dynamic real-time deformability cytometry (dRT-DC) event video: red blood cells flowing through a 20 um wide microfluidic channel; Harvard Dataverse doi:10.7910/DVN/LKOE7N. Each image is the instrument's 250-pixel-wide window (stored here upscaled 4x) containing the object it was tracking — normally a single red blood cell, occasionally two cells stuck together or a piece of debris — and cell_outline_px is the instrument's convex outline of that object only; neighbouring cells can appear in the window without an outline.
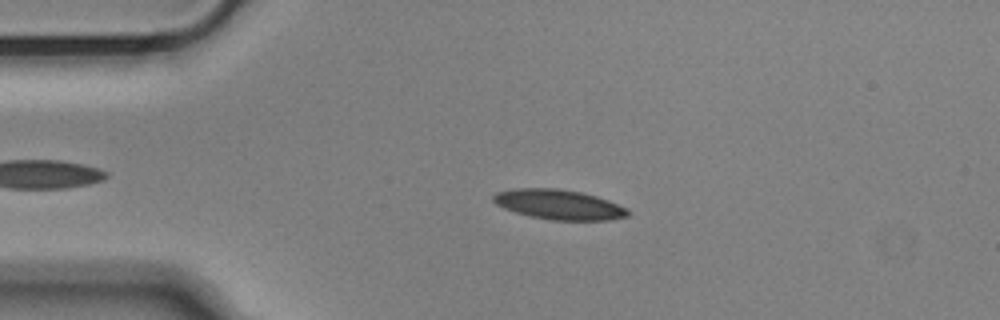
{"species": "Egyptian fruit bat (a non-hibernating species)", "species_latin": "Rousettus aegyptiacus", "temperature_condition": "cold", "stored_images_in_passage": 48, "camera_frame_rate_fps": 3000, "um_per_image_px": 0.085, "animal": {"sex": "male"}, "frame": {"image": 1, "passage_image": 11, "time_ms": 3.333, "image_size_px": [1000, 320], "cell_outline_px": [[632, 212], [628, 216], [608, 220], [552, 220], [528, 216], [504, 208], [496, 204], [492, 200], [492, 196], [496, 192], [516, 188], [556, 188], [580, 192], [596, 196], [608, 200], [628, 208]], "centroid_in_image_um": [47.52, 17.39], "position_along_channel_um": 37.5, "area_um2": 23.52}}
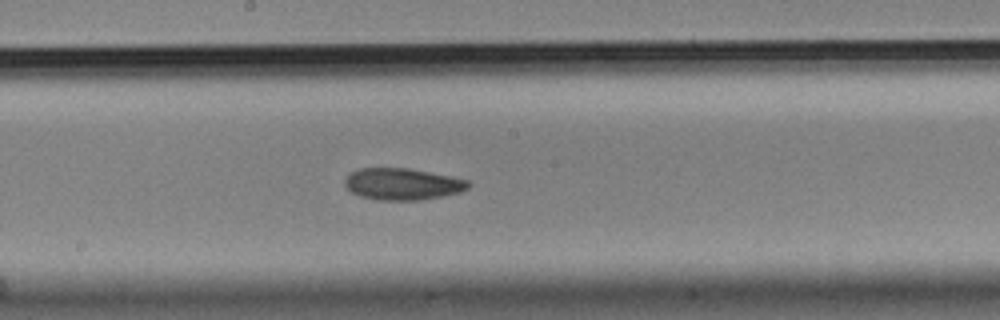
{"frame": {"image": 2, "passage_image": 28, "time_ms": 9.0, "image_size_px": [1000, 320], "cell_outline_px": [[472, 184], [468, 188], [460, 192], [444, 196], [420, 200], [376, 200], [360, 196], [352, 192], [344, 184], [344, 180], [352, 172], [360, 168], [408, 168], [468, 180]], "centroid_in_image_um": [34.22, 15.65], "position_along_channel_um": 214.0, "area_um2": 22.72}}
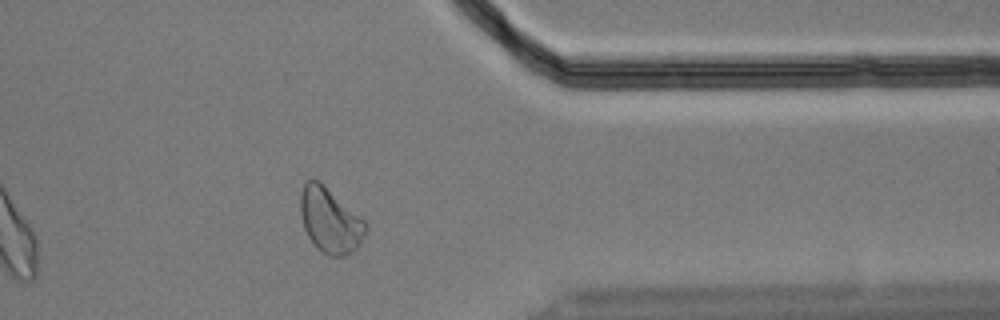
{"frame": {"image": 3, "passage_image": 43, "time_ms": 14.0, "image_size_px": [1000, 320], "cell_outline_px": [[368, 228], [360, 244], [352, 252], [344, 256], [328, 256], [316, 248], [308, 236], [304, 228], [300, 216], [300, 192], [304, 184], [308, 180], [316, 180], [364, 220], [368, 224]], "centroid_in_image_um": [28.04, 18.79], "position_along_channel_um": 383.4, "area_um2": 24.33}, "authors_computed_cell_mechanics": {"area_um2": 23.3223, "velocity_mm_per_s": 3.6358, "shape_relaxation_time_tau1_ms": 4.3739, "shape_relaxation_time_tau2_ms": 6.842, "deformation_change_tau1": 0.1108, "deformation_change_tau2": 0.1332}}